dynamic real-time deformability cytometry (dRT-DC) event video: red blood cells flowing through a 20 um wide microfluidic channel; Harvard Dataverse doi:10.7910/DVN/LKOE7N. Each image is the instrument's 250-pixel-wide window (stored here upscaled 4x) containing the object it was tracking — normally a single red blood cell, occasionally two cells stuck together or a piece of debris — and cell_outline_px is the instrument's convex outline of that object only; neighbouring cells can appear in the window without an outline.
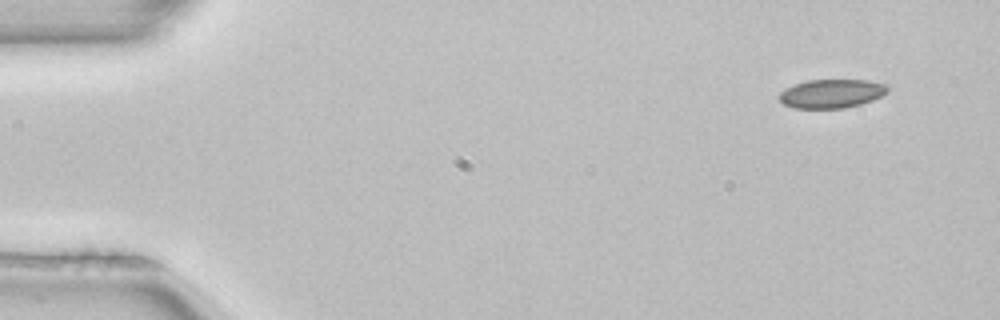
{"species": "common noctule bat (a hibernating species)", "species_latin": "Nyctalus noctula", "temperature_condition": "room temperature", "stored_images_in_passage": 4, "camera_frame_rate_fps": 3000, "um_per_image_px": 0.085, "animal": {"sex": "female", "body_mass_g": 22.7, "forearm_length_mm": 54.2}, "frame": {"image": 1, "passage_image": 1, "time_ms": 0.0, "image_size_px": [1000, 320], "cell_outline_px": [[888, 92], [872, 100], [860, 104], [844, 108], [792, 108], [784, 104], [780, 100], [780, 92], [796, 84], [808, 80], [868, 80], [888, 84]], "centroid_in_image_um": [70.72, 7.95], "position_along_channel_um": 14.3, "area_um2": 18.03}}